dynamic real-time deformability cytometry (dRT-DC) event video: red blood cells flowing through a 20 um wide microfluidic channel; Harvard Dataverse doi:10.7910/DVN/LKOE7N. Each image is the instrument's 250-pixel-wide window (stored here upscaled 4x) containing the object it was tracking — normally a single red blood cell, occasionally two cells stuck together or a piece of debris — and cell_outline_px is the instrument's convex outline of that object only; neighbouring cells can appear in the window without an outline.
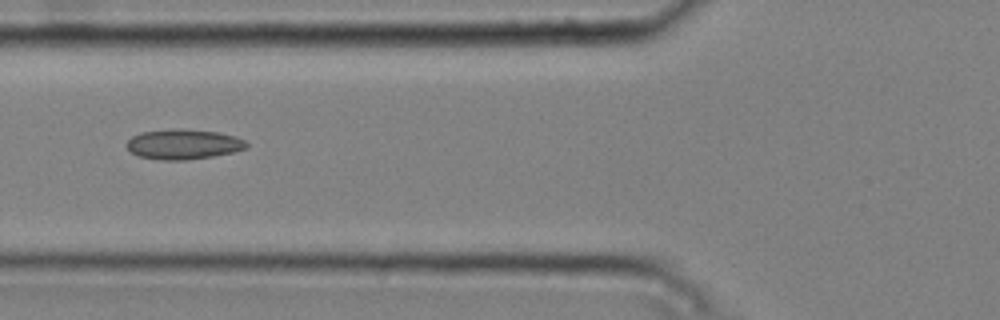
{"species": "common noctule bat (a hibernating species)", "species_latin": "Nyctalus noctula", "temperature_condition": "cold", "stored_images_in_passage": 9, "camera_frame_rate_fps": 3000, "um_per_image_px": 0.085, "animal": {"sex": "male", "body_mass_g": 20.4}, "frame": {"image": 1, "passage_image": 6, "time_ms": 1.667, "image_size_px": [1000, 320], "cell_outline_px": [[248, 148], [232, 152], [212, 156], [184, 160], [160, 160], [140, 156], [132, 152], [124, 144], [132, 136], [140, 132], [172, 128], [184, 128], [220, 132], [236, 136], [244, 140], [248, 144]], "centroid_in_image_um": [15.59, 12.24], "position_along_channel_um": 110.2, "area_um2": 21.21}}
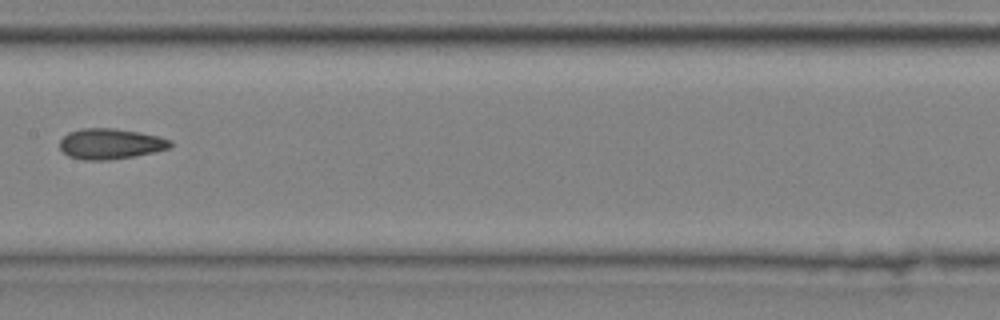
{"frame": {"image": 2, "passage_image": 8, "time_ms": 2.333, "image_size_px": [1000, 320], "cell_outline_px": [[172, 144], [168, 148], [152, 152], [132, 156], [108, 160], [84, 160], [68, 156], [60, 148], [60, 140], [68, 132], [80, 128], [112, 128], [160, 136], [172, 140]], "centroid_in_image_um": [9.36, 12.22], "position_along_channel_um": 198.0, "area_um2": 19.54}}
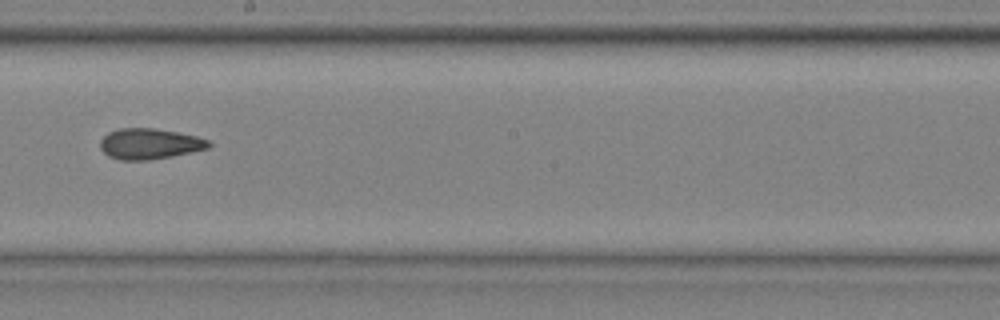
{"frame": {"image": 3, "passage_image": 9, "time_ms": 2.667, "image_size_px": [1000, 320], "cell_outline_px": [[212, 144], [208, 148], [172, 156], [148, 160], [120, 160], [108, 156], [100, 148], [100, 140], [108, 132], [120, 128], [156, 128], [196, 136], [208, 140]], "centroid_in_image_um": [12.69, 12.22], "position_along_channel_um": 235.5, "area_um2": 19.36}}